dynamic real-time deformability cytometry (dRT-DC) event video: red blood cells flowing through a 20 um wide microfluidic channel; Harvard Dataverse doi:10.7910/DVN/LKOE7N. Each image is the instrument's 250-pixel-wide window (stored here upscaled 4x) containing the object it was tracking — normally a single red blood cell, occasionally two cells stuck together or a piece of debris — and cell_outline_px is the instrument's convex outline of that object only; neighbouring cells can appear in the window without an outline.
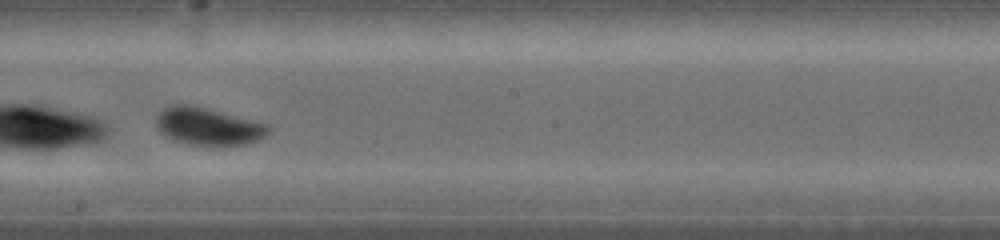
{"species": "common noctule bat (a hibernating species)", "species_latin": "Nyctalus noctula", "temperature_condition": "warm", "stored_images_in_passage": 42, "camera_frame_rate_fps": 5000, "um_per_image_px": 0.085, "animal": {"sex": "female", "body_mass_g": 19.0, "forearm_length_mm": 53.3}, "frame": {"image": 1, "passage_image": 19, "time_ms": 4.8, "image_size_px": [1000, 240], "cell_outline_px": [[272, 128], [260, 140], [248, 144], [188, 144], [164, 136], [156, 128], [156, 112], [172, 104], [196, 104], [268, 124]], "centroid_in_image_um": [17.66, 10.7], "position_along_channel_um": 230.5, "area_um2": 24.8}, "authors_computed_cell_mechanics": {"area_um2": 23.9581, "velocity_mm_per_s": 3.969, "shape_relaxation_time_tau1_ms": 2.7289, "shape_relaxation_time_tau2_ms": null, "deformation_change_tau1": 0.1152, "deformation_change_tau2": null}}